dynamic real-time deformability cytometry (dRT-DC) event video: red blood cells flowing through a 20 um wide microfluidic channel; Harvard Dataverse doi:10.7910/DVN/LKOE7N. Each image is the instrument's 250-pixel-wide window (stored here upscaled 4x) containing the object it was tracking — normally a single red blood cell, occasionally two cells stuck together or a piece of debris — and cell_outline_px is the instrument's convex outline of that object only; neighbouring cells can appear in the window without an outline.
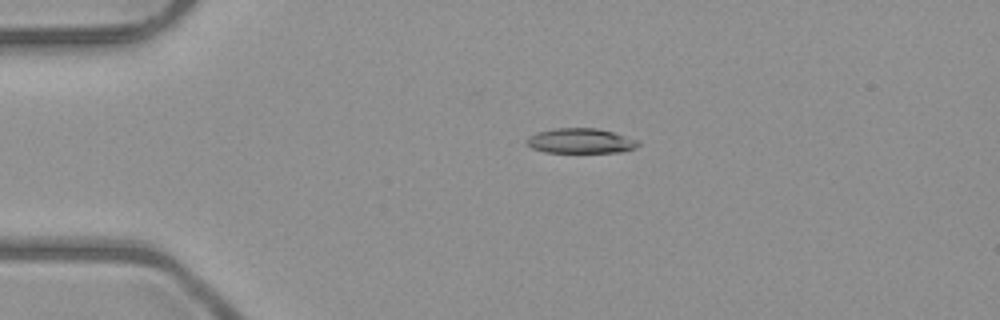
{"species": "common noctule bat (a hibernating species)", "species_latin": "Nyctalus noctula", "temperature_condition": "room temperature", "stored_images_in_passage": 4, "camera_frame_rate_fps": 3000, "um_per_image_px": 0.085, "animal": {"sex": "male", "body_mass_g": 23.1, "forearm_length_mm": 52.7}, "frame": {"image": 1, "passage_image": 3, "time_ms": 3.333, "image_size_px": [1000, 320], "cell_outline_px": [[640, 144], [636, 148], [624, 152], [544, 152], [532, 148], [524, 140], [528, 136], [536, 132], [556, 128], [596, 128], [612, 132], [640, 140]], "centroid_in_image_um": [49.36, 11.97], "position_along_channel_um": 35.6, "area_um2": 16.36}}